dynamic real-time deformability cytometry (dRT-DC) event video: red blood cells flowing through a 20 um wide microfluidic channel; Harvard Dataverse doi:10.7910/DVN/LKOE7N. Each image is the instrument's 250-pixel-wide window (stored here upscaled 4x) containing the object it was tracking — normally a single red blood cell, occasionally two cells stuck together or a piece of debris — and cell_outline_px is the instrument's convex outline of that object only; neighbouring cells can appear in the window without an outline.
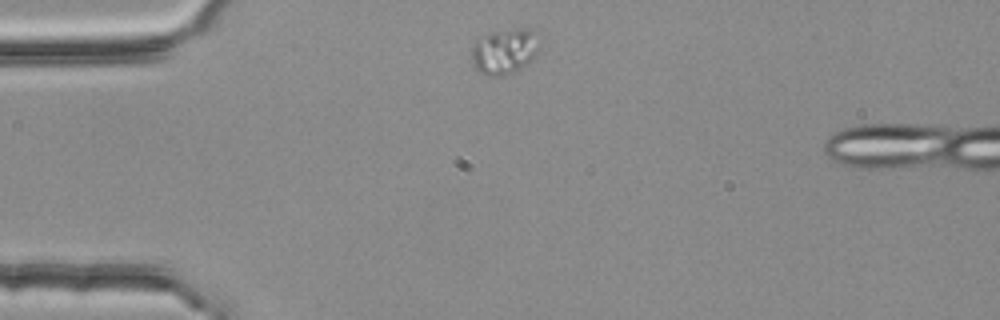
{"species": "common noctule bat (a hibernating species)", "species_latin": "Nyctalus noctula", "temperature_condition": "room temperature", "stored_images_in_passage": 3, "camera_frame_rate_fps": 3000, "um_per_image_px": 0.085, "animal": {"sex": "female", "body_mass_g": 25.1}, "frame": {"image": 1, "passage_image": 1, "time_ms": 0.0, "image_size_px": [1000, 320], "cell_outline_px": [[540, 48], [536, 56], [528, 64], [512, 72], [500, 76], [484, 76], [472, 64], [472, 44], [476, 36], [488, 32], [516, 28], [528, 28], [532, 32]], "centroid_in_image_um": [42.82, 4.35], "position_along_channel_um": 42.2, "area_um2": 18.32}}